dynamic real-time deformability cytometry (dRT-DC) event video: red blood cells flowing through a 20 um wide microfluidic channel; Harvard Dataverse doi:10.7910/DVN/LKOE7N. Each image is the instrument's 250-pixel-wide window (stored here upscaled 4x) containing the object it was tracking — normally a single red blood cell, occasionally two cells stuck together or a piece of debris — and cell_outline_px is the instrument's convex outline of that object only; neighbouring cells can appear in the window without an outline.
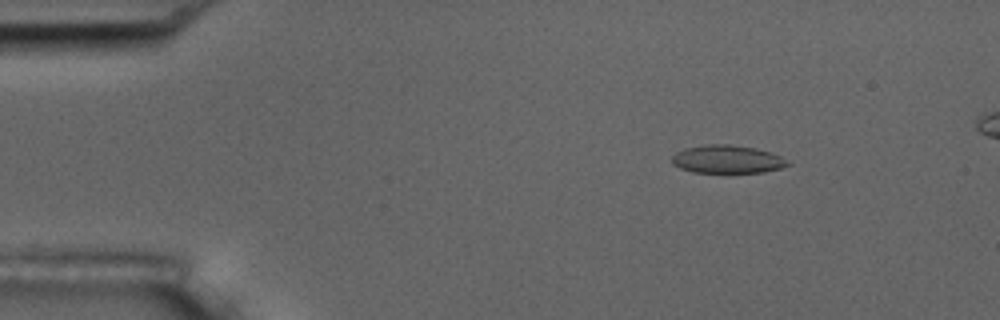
{"species": "common noctule bat (a hibernating species)", "species_latin": "Nyctalus noctula", "temperature_condition": "room temperature", "stored_images_in_passage": 6, "camera_frame_rate_fps": 3000, "um_per_image_px": 0.085, "animal": {"sex": "male", "body_mass_g": 17.5, "forearm_length_mm": 52.3}, "frame": {"image": 1, "passage_image": 3, "time_ms": 2.333, "image_size_px": [1000, 320], "cell_outline_px": [[792, 164], [780, 168], [764, 172], [692, 172], [680, 168], [672, 164], [672, 156], [676, 152], [684, 148], [708, 144], [728, 144], [756, 148], [772, 152], [780, 156]], "centroid_in_image_um": [61.81, 13.53], "position_along_channel_um": 23.2, "area_um2": 18.96}}